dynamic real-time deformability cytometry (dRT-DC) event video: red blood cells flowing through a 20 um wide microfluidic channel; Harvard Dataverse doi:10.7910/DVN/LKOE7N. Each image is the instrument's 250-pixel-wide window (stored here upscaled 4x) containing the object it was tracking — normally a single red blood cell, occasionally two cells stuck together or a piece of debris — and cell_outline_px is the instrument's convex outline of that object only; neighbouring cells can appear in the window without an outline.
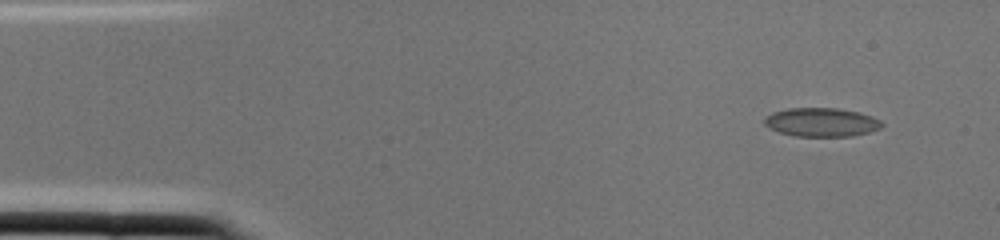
{"species": "common noctule bat (a hibernating species)", "species_latin": "Nyctalus noctula", "temperature_condition": "cold", "stored_images_in_passage": 2, "camera_frame_rate_fps": 3000, "um_per_image_px": 0.085, "animal": {"sex": "female", "body_mass_g": 22.0, "forearm_length_mm": 56.7}, "frame": {"image": 1, "passage_image": 1, "time_ms": 0.0, "image_size_px": [1000, 240], "cell_outline_px": [[884, 124], [880, 128], [868, 132], [852, 136], [796, 136], [780, 132], [768, 128], [764, 124], [764, 116], [772, 112], [788, 108], [836, 108], [860, 112], [872, 116], [880, 120]], "centroid_in_image_um": [69.8, 10.38], "position_along_channel_um": 15.2, "area_um2": 19.77}}
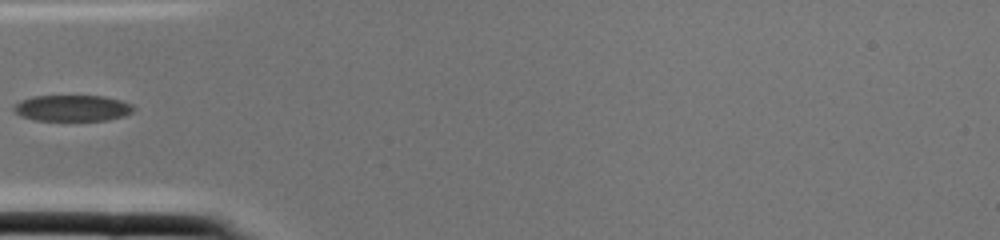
{"frame": {"image": 2, "passage_image": 2, "time_ms": 0.333, "image_size_px": [1000, 240], "cell_outline_px": [[136, 108], [132, 112], [124, 116], [108, 120], [36, 120], [20, 116], [12, 108], [12, 104], [20, 100], [32, 96], [104, 96], [120, 100], [132, 104]], "centroid_in_image_um": [6.14, 9.18], "position_along_channel_um": 78.9, "area_um2": 18.38}}